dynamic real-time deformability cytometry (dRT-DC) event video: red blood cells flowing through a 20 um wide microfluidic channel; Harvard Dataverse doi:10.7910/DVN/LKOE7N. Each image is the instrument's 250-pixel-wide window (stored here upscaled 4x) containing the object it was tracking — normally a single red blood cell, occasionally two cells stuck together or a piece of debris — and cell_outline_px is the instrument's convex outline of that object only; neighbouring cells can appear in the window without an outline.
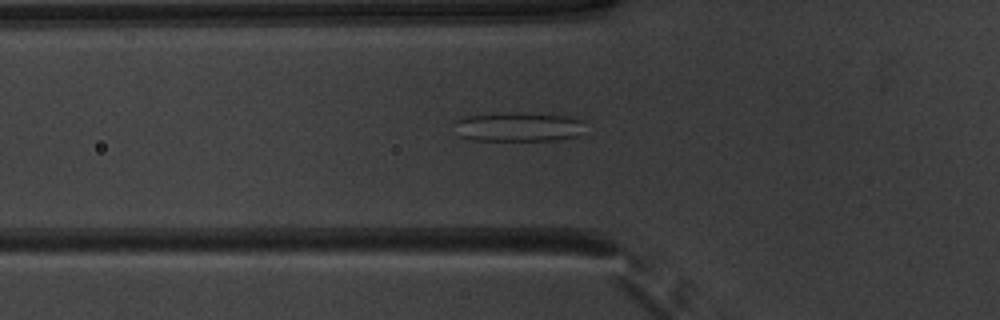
{"species": "common noctule bat (a hibernating species)", "species_latin": "Nyctalus noctula", "temperature_condition": "warm", "stored_images_in_passage": 36, "camera_frame_rate_fps": 3000, "um_per_image_px": 0.085, "animal": {"sex": "male", "body_mass_g": 20.1, "forearm_length_mm": 53.5}, "frame": {"image": 1, "passage_image": 3, "time_ms": 0.667, "image_size_px": [1000, 320], "cell_outline_px": [[584, 120], [580, 136], [556, 140], [468, 140], [460, 136], [456, 120], [464, 116], [520, 112], [572, 116]], "centroid_in_image_um": [44.14, 10.78], "position_along_channel_um": 81.7, "area_um2": 22.31}}
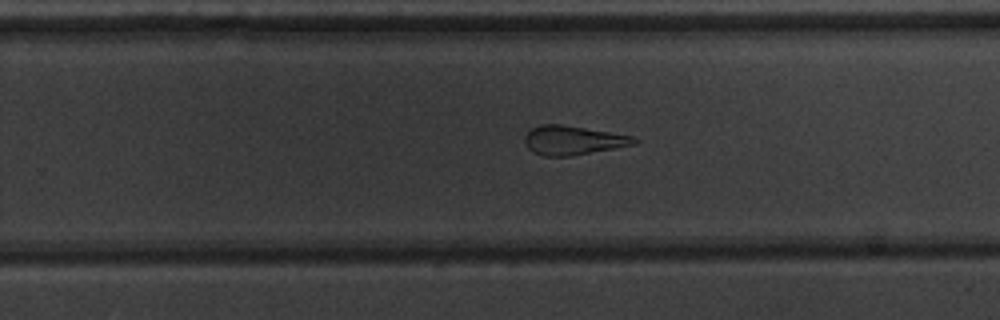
{"frame": {"image": 2, "passage_image": 18, "time_ms": 5.667, "image_size_px": [1000, 320], "cell_outline_px": [[640, 140], [636, 144], [616, 148], [572, 156], [544, 156], [532, 152], [528, 148], [524, 140], [524, 136], [532, 128], [540, 124], [560, 124], [632, 136]], "centroid_in_image_um": [48.69, 11.93], "position_along_channel_um": 281.1, "area_um2": 18.5}}
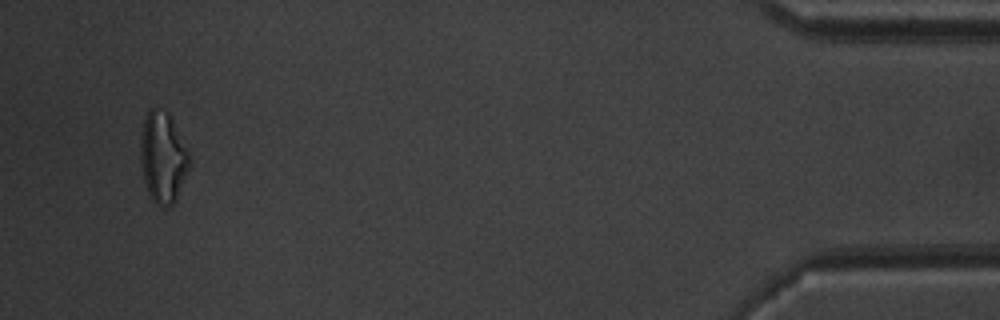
{"frame": {"image": 3, "passage_image": 34, "time_ms": 11.0, "image_size_px": [1000, 320], "cell_outline_px": [[188, 168], [176, 200], [168, 208], [160, 208], [152, 200], [148, 192], [144, 180], [140, 160], [140, 140], [144, 120], [148, 112], [152, 108], [156, 108], [168, 112], [188, 152]], "centroid_in_image_um": [13.81, 13.42], "position_along_channel_um": 421.4, "area_um2": 25.49}, "authors_computed_cell_mechanics": {"area_um2": 20.5479, "velocity_mm_per_s": 3.9754, "shape_relaxation_time_tau1_ms": null, "shape_relaxation_time_tau2_ms": 2.2325, "deformation_change_tau1": null, "deformation_change_tau2": 0.1365}}